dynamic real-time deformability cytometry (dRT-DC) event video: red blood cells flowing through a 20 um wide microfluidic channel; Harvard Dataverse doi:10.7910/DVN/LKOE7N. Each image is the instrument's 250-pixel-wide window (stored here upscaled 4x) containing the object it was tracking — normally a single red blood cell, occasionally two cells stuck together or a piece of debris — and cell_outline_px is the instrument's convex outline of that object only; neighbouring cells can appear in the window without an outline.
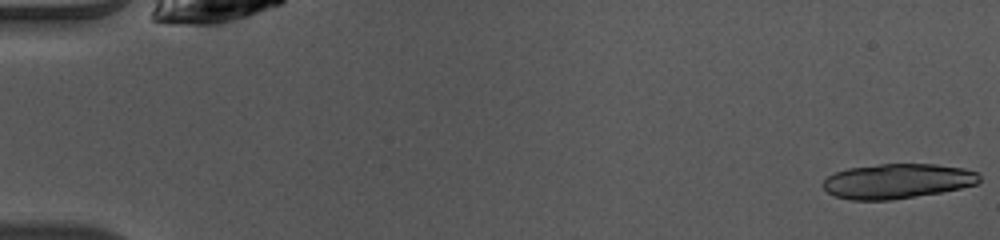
{"species": "common noctule bat (a hibernating species)", "species_latin": "Nyctalus noctula", "temperature_condition": "warm", "stored_images_in_passage": 49, "camera_frame_rate_fps": 3000, "um_per_image_px": 0.085, "animal": {"sex": "female", "body_mass_g": 10.0, "forearm_length_mm": 53.1}, "frame": {"image": 1, "passage_image": 1, "time_ms": 0.0, "image_size_px": [1000, 240], "cell_outline_px": [[980, 180], [976, 184], [960, 188], [940, 192], [916, 196], [888, 200], [852, 200], [836, 196], [828, 192], [820, 184], [828, 176], [836, 172], [848, 168], [880, 164], [936, 164], [964, 168], [976, 172], [980, 176]], "centroid_in_image_um": [76.26, 15.39], "position_along_channel_um": 8.7, "area_um2": 31.62}}
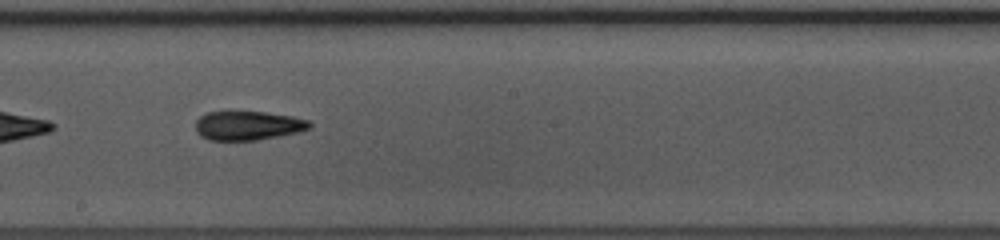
{"frame": {"image": 2, "passage_image": 28, "time_ms": 9.0, "image_size_px": [1000, 240], "cell_outline_px": [[312, 128], [296, 132], [256, 140], [208, 140], [200, 136], [196, 132], [196, 120], [200, 116], [208, 112], [264, 112], [292, 116], [308, 120], [312, 124]], "centroid_in_image_um": [21.06, 10.67], "position_along_channel_um": 227.1, "area_um2": 19.19}}
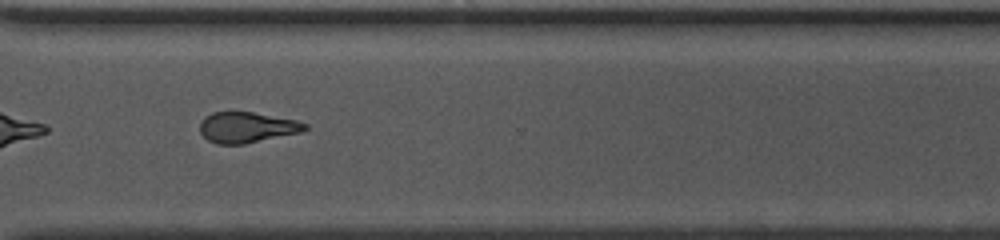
{"frame": {"image": 3, "passage_image": 37, "time_ms": 12.0, "image_size_px": [1000, 240], "cell_outline_px": [[308, 128], [300, 132], [244, 144], [216, 144], [208, 140], [200, 132], [200, 124], [204, 116], [212, 112], [252, 112], [296, 120], [308, 124]], "centroid_in_image_um": [20.96, 10.82], "position_along_channel_um": 349.6, "area_um2": 18.67}, "authors_computed_cell_mechanics": {"area_um2": 19.8254, "velocity_mm_per_s": 4.095, "shape_relaxation_time_tau1_ms": 5.3641, "shape_relaxation_time_tau2_ms": 3.2542, "deformation_change_tau1": 0.1732, "deformation_change_tau2": 0.1306}}